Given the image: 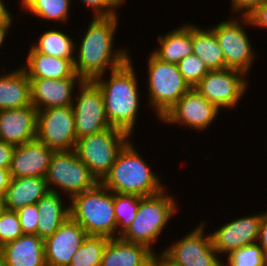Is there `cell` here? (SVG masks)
<instances>
[{
    "instance_id": "6da1fadb",
    "label": "cell",
    "mask_w": 267,
    "mask_h": 266,
    "mask_svg": "<svg viewBox=\"0 0 267 266\" xmlns=\"http://www.w3.org/2000/svg\"><path fill=\"white\" fill-rule=\"evenodd\" d=\"M117 21L118 15L94 16L74 59L75 73L83 80L104 76L107 68L115 70L130 58L124 49L113 50Z\"/></svg>"
},
{
    "instance_id": "7a4b0ae2",
    "label": "cell",
    "mask_w": 267,
    "mask_h": 266,
    "mask_svg": "<svg viewBox=\"0 0 267 266\" xmlns=\"http://www.w3.org/2000/svg\"><path fill=\"white\" fill-rule=\"evenodd\" d=\"M129 58L122 66L111 71L109 80L103 76L93 81L101 89L105 113L110 125L132 136L139 109L138 80Z\"/></svg>"
},
{
    "instance_id": "3957f363",
    "label": "cell",
    "mask_w": 267,
    "mask_h": 266,
    "mask_svg": "<svg viewBox=\"0 0 267 266\" xmlns=\"http://www.w3.org/2000/svg\"><path fill=\"white\" fill-rule=\"evenodd\" d=\"M155 175L129 141L119 152L110 171L100 183L113 193L146 197L165 189V185L161 184Z\"/></svg>"
},
{
    "instance_id": "277c9868",
    "label": "cell",
    "mask_w": 267,
    "mask_h": 266,
    "mask_svg": "<svg viewBox=\"0 0 267 266\" xmlns=\"http://www.w3.org/2000/svg\"><path fill=\"white\" fill-rule=\"evenodd\" d=\"M70 200V217L85 229L88 236L119 237L112 191L98 183Z\"/></svg>"
},
{
    "instance_id": "5b68a950",
    "label": "cell",
    "mask_w": 267,
    "mask_h": 266,
    "mask_svg": "<svg viewBox=\"0 0 267 266\" xmlns=\"http://www.w3.org/2000/svg\"><path fill=\"white\" fill-rule=\"evenodd\" d=\"M165 190L152 196L142 197L136 217L129 228L120 236L122 239L147 246L154 253L157 241L166 223L173 217L177 202Z\"/></svg>"
},
{
    "instance_id": "8992f818",
    "label": "cell",
    "mask_w": 267,
    "mask_h": 266,
    "mask_svg": "<svg viewBox=\"0 0 267 266\" xmlns=\"http://www.w3.org/2000/svg\"><path fill=\"white\" fill-rule=\"evenodd\" d=\"M128 133L108 128L99 133L77 139L75 152L100 183L108 174L119 152L130 141Z\"/></svg>"
},
{
    "instance_id": "52a82bcc",
    "label": "cell",
    "mask_w": 267,
    "mask_h": 266,
    "mask_svg": "<svg viewBox=\"0 0 267 266\" xmlns=\"http://www.w3.org/2000/svg\"><path fill=\"white\" fill-rule=\"evenodd\" d=\"M148 71V99L161 119L191 87L177 64L162 62L152 53L148 59Z\"/></svg>"
},
{
    "instance_id": "ba28073f",
    "label": "cell",
    "mask_w": 267,
    "mask_h": 266,
    "mask_svg": "<svg viewBox=\"0 0 267 266\" xmlns=\"http://www.w3.org/2000/svg\"><path fill=\"white\" fill-rule=\"evenodd\" d=\"M45 179L50 192L58 193L54 187H59L70 199L93 189L99 183L75 150L55 152Z\"/></svg>"
},
{
    "instance_id": "9c48e42d",
    "label": "cell",
    "mask_w": 267,
    "mask_h": 266,
    "mask_svg": "<svg viewBox=\"0 0 267 266\" xmlns=\"http://www.w3.org/2000/svg\"><path fill=\"white\" fill-rule=\"evenodd\" d=\"M195 228L158 254L160 262L165 266H223L213 247L211 235L204 234V223Z\"/></svg>"
},
{
    "instance_id": "30bf717a",
    "label": "cell",
    "mask_w": 267,
    "mask_h": 266,
    "mask_svg": "<svg viewBox=\"0 0 267 266\" xmlns=\"http://www.w3.org/2000/svg\"><path fill=\"white\" fill-rule=\"evenodd\" d=\"M36 139L55 152L75 150L77 138L72 106L38 111Z\"/></svg>"
},
{
    "instance_id": "8fae6325",
    "label": "cell",
    "mask_w": 267,
    "mask_h": 266,
    "mask_svg": "<svg viewBox=\"0 0 267 266\" xmlns=\"http://www.w3.org/2000/svg\"><path fill=\"white\" fill-rule=\"evenodd\" d=\"M79 86V95L72 103L75 119L76 138L99 133L111 128L106 113L101 89L94 81L83 80Z\"/></svg>"
},
{
    "instance_id": "7c38bea8",
    "label": "cell",
    "mask_w": 267,
    "mask_h": 266,
    "mask_svg": "<svg viewBox=\"0 0 267 266\" xmlns=\"http://www.w3.org/2000/svg\"><path fill=\"white\" fill-rule=\"evenodd\" d=\"M244 76L243 72L236 69L210 70L194 89L219 110L222 107L233 108L239 104L248 88Z\"/></svg>"
},
{
    "instance_id": "4fadbf2b",
    "label": "cell",
    "mask_w": 267,
    "mask_h": 266,
    "mask_svg": "<svg viewBox=\"0 0 267 266\" xmlns=\"http://www.w3.org/2000/svg\"><path fill=\"white\" fill-rule=\"evenodd\" d=\"M236 18L222 21L211 29L214 31L224 54L226 67L248 74L254 54L248 33Z\"/></svg>"
},
{
    "instance_id": "5bb4252c",
    "label": "cell",
    "mask_w": 267,
    "mask_h": 266,
    "mask_svg": "<svg viewBox=\"0 0 267 266\" xmlns=\"http://www.w3.org/2000/svg\"><path fill=\"white\" fill-rule=\"evenodd\" d=\"M219 109L191 88L160 120L182 124L191 129L204 130L217 117Z\"/></svg>"
},
{
    "instance_id": "9a60e30c",
    "label": "cell",
    "mask_w": 267,
    "mask_h": 266,
    "mask_svg": "<svg viewBox=\"0 0 267 266\" xmlns=\"http://www.w3.org/2000/svg\"><path fill=\"white\" fill-rule=\"evenodd\" d=\"M87 237L85 229L68 217L54 234L44 239L46 266H69Z\"/></svg>"
},
{
    "instance_id": "2e32d148",
    "label": "cell",
    "mask_w": 267,
    "mask_h": 266,
    "mask_svg": "<svg viewBox=\"0 0 267 266\" xmlns=\"http://www.w3.org/2000/svg\"><path fill=\"white\" fill-rule=\"evenodd\" d=\"M262 214L237 218L211 233L215 250L227 255L243 246L258 242Z\"/></svg>"
},
{
    "instance_id": "e0dca14e",
    "label": "cell",
    "mask_w": 267,
    "mask_h": 266,
    "mask_svg": "<svg viewBox=\"0 0 267 266\" xmlns=\"http://www.w3.org/2000/svg\"><path fill=\"white\" fill-rule=\"evenodd\" d=\"M54 153L38 139L15 146L9 168L11 178L46 177Z\"/></svg>"
},
{
    "instance_id": "ac0fdd59",
    "label": "cell",
    "mask_w": 267,
    "mask_h": 266,
    "mask_svg": "<svg viewBox=\"0 0 267 266\" xmlns=\"http://www.w3.org/2000/svg\"><path fill=\"white\" fill-rule=\"evenodd\" d=\"M83 79L75 74L65 79H30L31 104L37 110L51 107L71 106L74 85L80 84Z\"/></svg>"
},
{
    "instance_id": "d6986e66",
    "label": "cell",
    "mask_w": 267,
    "mask_h": 266,
    "mask_svg": "<svg viewBox=\"0 0 267 266\" xmlns=\"http://www.w3.org/2000/svg\"><path fill=\"white\" fill-rule=\"evenodd\" d=\"M37 116L32 105L0 110V141L19 146L36 139Z\"/></svg>"
},
{
    "instance_id": "ffe728a7",
    "label": "cell",
    "mask_w": 267,
    "mask_h": 266,
    "mask_svg": "<svg viewBox=\"0 0 267 266\" xmlns=\"http://www.w3.org/2000/svg\"><path fill=\"white\" fill-rule=\"evenodd\" d=\"M157 257L145 245L115 237L105 246L101 266H149Z\"/></svg>"
},
{
    "instance_id": "44dd1931",
    "label": "cell",
    "mask_w": 267,
    "mask_h": 266,
    "mask_svg": "<svg viewBox=\"0 0 267 266\" xmlns=\"http://www.w3.org/2000/svg\"><path fill=\"white\" fill-rule=\"evenodd\" d=\"M4 266H46L44 239L23 234L0 247Z\"/></svg>"
},
{
    "instance_id": "7402d4cb",
    "label": "cell",
    "mask_w": 267,
    "mask_h": 266,
    "mask_svg": "<svg viewBox=\"0 0 267 266\" xmlns=\"http://www.w3.org/2000/svg\"><path fill=\"white\" fill-rule=\"evenodd\" d=\"M48 192L45 177L11 178L3 197L4 208L17 211L21 207L36 204Z\"/></svg>"
},
{
    "instance_id": "603a6c76",
    "label": "cell",
    "mask_w": 267,
    "mask_h": 266,
    "mask_svg": "<svg viewBox=\"0 0 267 266\" xmlns=\"http://www.w3.org/2000/svg\"><path fill=\"white\" fill-rule=\"evenodd\" d=\"M21 68L29 79L57 80L71 78L76 74L74 63L70 59L39 53L32 48H30L27 56V64Z\"/></svg>"
},
{
    "instance_id": "cb8c5ba5",
    "label": "cell",
    "mask_w": 267,
    "mask_h": 266,
    "mask_svg": "<svg viewBox=\"0 0 267 266\" xmlns=\"http://www.w3.org/2000/svg\"><path fill=\"white\" fill-rule=\"evenodd\" d=\"M31 105L30 79L22 68L0 75V110Z\"/></svg>"
},
{
    "instance_id": "d4e9b609",
    "label": "cell",
    "mask_w": 267,
    "mask_h": 266,
    "mask_svg": "<svg viewBox=\"0 0 267 266\" xmlns=\"http://www.w3.org/2000/svg\"><path fill=\"white\" fill-rule=\"evenodd\" d=\"M160 47L152 54L162 62L178 64L193 54L192 25H182L165 36H158Z\"/></svg>"
},
{
    "instance_id": "484cf974",
    "label": "cell",
    "mask_w": 267,
    "mask_h": 266,
    "mask_svg": "<svg viewBox=\"0 0 267 266\" xmlns=\"http://www.w3.org/2000/svg\"><path fill=\"white\" fill-rule=\"evenodd\" d=\"M61 194L48 192L36 204L39 211L37 236L47 238L54 234L61 224L70 217V208H64Z\"/></svg>"
},
{
    "instance_id": "4316f807",
    "label": "cell",
    "mask_w": 267,
    "mask_h": 266,
    "mask_svg": "<svg viewBox=\"0 0 267 266\" xmlns=\"http://www.w3.org/2000/svg\"><path fill=\"white\" fill-rule=\"evenodd\" d=\"M193 54L199 57L209 70L225 69L223 51L212 29L203 30L192 25Z\"/></svg>"
},
{
    "instance_id": "83f0119b",
    "label": "cell",
    "mask_w": 267,
    "mask_h": 266,
    "mask_svg": "<svg viewBox=\"0 0 267 266\" xmlns=\"http://www.w3.org/2000/svg\"><path fill=\"white\" fill-rule=\"evenodd\" d=\"M33 44L31 48L34 51L54 57L70 59L73 63L76 58V56H73L75 54L74 50H76V47L79 48L77 44L75 46L73 40L67 34L55 29H48V31L40 36L38 43Z\"/></svg>"
},
{
    "instance_id": "f1b7e54d",
    "label": "cell",
    "mask_w": 267,
    "mask_h": 266,
    "mask_svg": "<svg viewBox=\"0 0 267 266\" xmlns=\"http://www.w3.org/2000/svg\"><path fill=\"white\" fill-rule=\"evenodd\" d=\"M22 8L30 11L35 17L48 21L64 22L69 17L71 0H22Z\"/></svg>"
},
{
    "instance_id": "f546056e",
    "label": "cell",
    "mask_w": 267,
    "mask_h": 266,
    "mask_svg": "<svg viewBox=\"0 0 267 266\" xmlns=\"http://www.w3.org/2000/svg\"><path fill=\"white\" fill-rule=\"evenodd\" d=\"M108 240L103 236H88L73 255L69 266H101Z\"/></svg>"
},
{
    "instance_id": "4dcf8cb0",
    "label": "cell",
    "mask_w": 267,
    "mask_h": 266,
    "mask_svg": "<svg viewBox=\"0 0 267 266\" xmlns=\"http://www.w3.org/2000/svg\"><path fill=\"white\" fill-rule=\"evenodd\" d=\"M142 196L135 194L114 193V209L117 222V234L120 237L136 217Z\"/></svg>"
},
{
    "instance_id": "1f68e13d",
    "label": "cell",
    "mask_w": 267,
    "mask_h": 266,
    "mask_svg": "<svg viewBox=\"0 0 267 266\" xmlns=\"http://www.w3.org/2000/svg\"><path fill=\"white\" fill-rule=\"evenodd\" d=\"M223 266H267V259L258 243L243 246L228 254Z\"/></svg>"
},
{
    "instance_id": "d6a6232c",
    "label": "cell",
    "mask_w": 267,
    "mask_h": 266,
    "mask_svg": "<svg viewBox=\"0 0 267 266\" xmlns=\"http://www.w3.org/2000/svg\"><path fill=\"white\" fill-rule=\"evenodd\" d=\"M177 66L191 88H194L210 71L206 64L195 54L188 55L186 58L182 59Z\"/></svg>"
},
{
    "instance_id": "836d02e7",
    "label": "cell",
    "mask_w": 267,
    "mask_h": 266,
    "mask_svg": "<svg viewBox=\"0 0 267 266\" xmlns=\"http://www.w3.org/2000/svg\"><path fill=\"white\" fill-rule=\"evenodd\" d=\"M23 235L18 213L3 208L0 211V247Z\"/></svg>"
},
{
    "instance_id": "e575fe53",
    "label": "cell",
    "mask_w": 267,
    "mask_h": 266,
    "mask_svg": "<svg viewBox=\"0 0 267 266\" xmlns=\"http://www.w3.org/2000/svg\"><path fill=\"white\" fill-rule=\"evenodd\" d=\"M18 213L23 234L37 235V225L39 222V211L37 204L21 207Z\"/></svg>"
},
{
    "instance_id": "d590c367",
    "label": "cell",
    "mask_w": 267,
    "mask_h": 266,
    "mask_svg": "<svg viewBox=\"0 0 267 266\" xmlns=\"http://www.w3.org/2000/svg\"><path fill=\"white\" fill-rule=\"evenodd\" d=\"M84 5L92 7L94 16L116 15V9L121 7L125 0H81Z\"/></svg>"
},
{
    "instance_id": "8d00e7d4",
    "label": "cell",
    "mask_w": 267,
    "mask_h": 266,
    "mask_svg": "<svg viewBox=\"0 0 267 266\" xmlns=\"http://www.w3.org/2000/svg\"><path fill=\"white\" fill-rule=\"evenodd\" d=\"M243 24L267 29V0L255 7L249 14L242 15Z\"/></svg>"
},
{
    "instance_id": "74e56055",
    "label": "cell",
    "mask_w": 267,
    "mask_h": 266,
    "mask_svg": "<svg viewBox=\"0 0 267 266\" xmlns=\"http://www.w3.org/2000/svg\"><path fill=\"white\" fill-rule=\"evenodd\" d=\"M265 0H231L232 10L242 12L243 15L249 14L255 7L263 3Z\"/></svg>"
},
{
    "instance_id": "f35d334b",
    "label": "cell",
    "mask_w": 267,
    "mask_h": 266,
    "mask_svg": "<svg viewBox=\"0 0 267 266\" xmlns=\"http://www.w3.org/2000/svg\"><path fill=\"white\" fill-rule=\"evenodd\" d=\"M14 148V145L0 141V168H10Z\"/></svg>"
},
{
    "instance_id": "ab89813d",
    "label": "cell",
    "mask_w": 267,
    "mask_h": 266,
    "mask_svg": "<svg viewBox=\"0 0 267 266\" xmlns=\"http://www.w3.org/2000/svg\"><path fill=\"white\" fill-rule=\"evenodd\" d=\"M257 243L261 246L263 254L267 259V212L262 213V218L260 222V231Z\"/></svg>"
},
{
    "instance_id": "60d3db41",
    "label": "cell",
    "mask_w": 267,
    "mask_h": 266,
    "mask_svg": "<svg viewBox=\"0 0 267 266\" xmlns=\"http://www.w3.org/2000/svg\"><path fill=\"white\" fill-rule=\"evenodd\" d=\"M11 180L9 169L0 168V196L5 195L6 189L9 186Z\"/></svg>"
},
{
    "instance_id": "b9f144b4",
    "label": "cell",
    "mask_w": 267,
    "mask_h": 266,
    "mask_svg": "<svg viewBox=\"0 0 267 266\" xmlns=\"http://www.w3.org/2000/svg\"><path fill=\"white\" fill-rule=\"evenodd\" d=\"M12 14L9 13L4 19L0 20V46L5 40V35L8 33L7 31L9 30L8 28L11 27L12 25Z\"/></svg>"
},
{
    "instance_id": "7bdbcfd3",
    "label": "cell",
    "mask_w": 267,
    "mask_h": 266,
    "mask_svg": "<svg viewBox=\"0 0 267 266\" xmlns=\"http://www.w3.org/2000/svg\"><path fill=\"white\" fill-rule=\"evenodd\" d=\"M3 2L4 1L0 0V20L4 19L10 13Z\"/></svg>"
},
{
    "instance_id": "ee69618b",
    "label": "cell",
    "mask_w": 267,
    "mask_h": 266,
    "mask_svg": "<svg viewBox=\"0 0 267 266\" xmlns=\"http://www.w3.org/2000/svg\"><path fill=\"white\" fill-rule=\"evenodd\" d=\"M152 266H165L162 262H160L159 257H157L153 262Z\"/></svg>"
},
{
    "instance_id": "f6af8a7d",
    "label": "cell",
    "mask_w": 267,
    "mask_h": 266,
    "mask_svg": "<svg viewBox=\"0 0 267 266\" xmlns=\"http://www.w3.org/2000/svg\"><path fill=\"white\" fill-rule=\"evenodd\" d=\"M4 208V199L3 196H0V211Z\"/></svg>"
},
{
    "instance_id": "bcb514c9",
    "label": "cell",
    "mask_w": 267,
    "mask_h": 266,
    "mask_svg": "<svg viewBox=\"0 0 267 266\" xmlns=\"http://www.w3.org/2000/svg\"><path fill=\"white\" fill-rule=\"evenodd\" d=\"M0 266H4V261L1 252H0Z\"/></svg>"
}]
</instances>
